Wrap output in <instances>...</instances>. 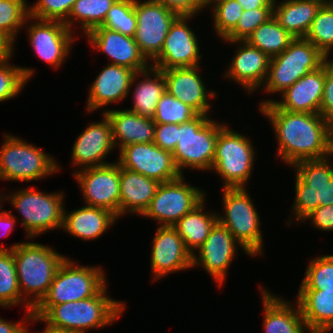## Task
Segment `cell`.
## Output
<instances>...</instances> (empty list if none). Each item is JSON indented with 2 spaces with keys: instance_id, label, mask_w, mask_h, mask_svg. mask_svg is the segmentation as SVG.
I'll list each match as a JSON object with an SVG mask.
<instances>
[{
  "instance_id": "1",
  "label": "cell",
  "mask_w": 333,
  "mask_h": 333,
  "mask_svg": "<svg viewBox=\"0 0 333 333\" xmlns=\"http://www.w3.org/2000/svg\"><path fill=\"white\" fill-rule=\"evenodd\" d=\"M259 111L272 125L278 141L277 154L288 166L333 154L327 139V122L320 113L290 112L273 101L259 107Z\"/></svg>"
},
{
  "instance_id": "2",
  "label": "cell",
  "mask_w": 333,
  "mask_h": 333,
  "mask_svg": "<svg viewBox=\"0 0 333 333\" xmlns=\"http://www.w3.org/2000/svg\"><path fill=\"white\" fill-rule=\"evenodd\" d=\"M106 285L97 295L54 306H36L32 323L44 322L45 327L86 333L90 329L107 327L114 323L126 309L124 301L109 297Z\"/></svg>"
},
{
  "instance_id": "3",
  "label": "cell",
  "mask_w": 333,
  "mask_h": 333,
  "mask_svg": "<svg viewBox=\"0 0 333 333\" xmlns=\"http://www.w3.org/2000/svg\"><path fill=\"white\" fill-rule=\"evenodd\" d=\"M0 250L13 251L21 295L34 309L46 296L66 256L51 246L31 241L19 242L9 248L2 244Z\"/></svg>"
},
{
  "instance_id": "4",
  "label": "cell",
  "mask_w": 333,
  "mask_h": 333,
  "mask_svg": "<svg viewBox=\"0 0 333 333\" xmlns=\"http://www.w3.org/2000/svg\"><path fill=\"white\" fill-rule=\"evenodd\" d=\"M331 157L333 154L321 159L303 160L292 166L296 177L295 201L290 220L296 219L297 223H301L318 206L333 205Z\"/></svg>"
},
{
  "instance_id": "5",
  "label": "cell",
  "mask_w": 333,
  "mask_h": 333,
  "mask_svg": "<svg viewBox=\"0 0 333 333\" xmlns=\"http://www.w3.org/2000/svg\"><path fill=\"white\" fill-rule=\"evenodd\" d=\"M218 138V122L210 116L198 114L195 118L178 125L177 145L172 152L181 175L183 169L212 170Z\"/></svg>"
},
{
  "instance_id": "6",
  "label": "cell",
  "mask_w": 333,
  "mask_h": 333,
  "mask_svg": "<svg viewBox=\"0 0 333 333\" xmlns=\"http://www.w3.org/2000/svg\"><path fill=\"white\" fill-rule=\"evenodd\" d=\"M3 138L0 148V181H39L61 170L55 158L43 149L8 133Z\"/></svg>"
},
{
  "instance_id": "7",
  "label": "cell",
  "mask_w": 333,
  "mask_h": 333,
  "mask_svg": "<svg viewBox=\"0 0 333 333\" xmlns=\"http://www.w3.org/2000/svg\"><path fill=\"white\" fill-rule=\"evenodd\" d=\"M251 142L227 124L218 122L212 172L215 171L224 180L223 188L246 187L255 162L256 152Z\"/></svg>"
},
{
  "instance_id": "8",
  "label": "cell",
  "mask_w": 333,
  "mask_h": 333,
  "mask_svg": "<svg viewBox=\"0 0 333 333\" xmlns=\"http://www.w3.org/2000/svg\"><path fill=\"white\" fill-rule=\"evenodd\" d=\"M64 192L46 193L35 187L21 188L7 195L10 205L23 217L20 221L26 238L32 239L51 230L62 229Z\"/></svg>"
},
{
  "instance_id": "9",
  "label": "cell",
  "mask_w": 333,
  "mask_h": 333,
  "mask_svg": "<svg viewBox=\"0 0 333 333\" xmlns=\"http://www.w3.org/2000/svg\"><path fill=\"white\" fill-rule=\"evenodd\" d=\"M222 202L224 215L219 214L218 222L225 226L233 237L251 255H262L263 237L260 217L245 187L223 188Z\"/></svg>"
},
{
  "instance_id": "10",
  "label": "cell",
  "mask_w": 333,
  "mask_h": 333,
  "mask_svg": "<svg viewBox=\"0 0 333 333\" xmlns=\"http://www.w3.org/2000/svg\"><path fill=\"white\" fill-rule=\"evenodd\" d=\"M327 58L311 41L295 38L281 53L271 58L264 92L281 94L308 72L320 68Z\"/></svg>"
},
{
  "instance_id": "11",
  "label": "cell",
  "mask_w": 333,
  "mask_h": 333,
  "mask_svg": "<svg viewBox=\"0 0 333 333\" xmlns=\"http://www.w3.org/2000/svg\"><path fill=\"white\" fill-rule=\"evenodd\" d=\"M70 259L66 257L59 266L46 296L37 306L84 300L97 295L107 285L102 266H81Z\"/></svg>"
},
{
  "instance_id": "12",
  "label": "cell",
  "mask_w": 333,
  "mask_h": 333,
  "mask_svg": "<svg viewBox=\"0 0 333 333\" xmlns=\"http://www.w3.org/2000/svg\"><path fill=\"white\" fill-rule=\"evenodd\" d=\"M200 189L185 182L184 175L163 182L141 216L155 219L159 226H173L205 199V192Z\"/></svg>"
},
{
  "instance_id": "13",
  "label": "cell",
  "mask_w": 333,
  "mask_h": 333,
  "mask_svg": "<svg viewBox=\"0 0 333 333\" xmlns=\"http://www.w3.org/2000/svg\"><path fill=\"white\" fill-rule=\"evenodd\" d=\"M137 27L134 40L152 62L161 52L171 24L179 16L155 0H134Z\"/></svg>"
},
{
  "instance_id": "14",
  "label": "cell",
  "mask_w": 333,
  "mask_h": 333,
  "mask_svg": "<svg viewBox=\"0 0 333 333\" xmlns=\"http://www.w3.org/2000/svg\"><path fill=\"white\" fill-rule=\"evenodd\" d=\"M88 206L105 208L120 218V164L76 170L73 173Z\"/></svg>"
},
{
  "instance_id": "15",
  "label": "cell",
  "mask_w": 333,
  "mask_h": 333,
  "mask_svg": "<svg viewBox=\"0 0 333 333\" xmlns=\"http://www.w3.org/2000/svg\"><path fill=\"white\" fill-rule=\"evenodd\" d=\"M32 20L34 22H31ZM28 21L31 22L29 26ZM24 26L29 27L27 35L30 46L39 59L55 68L60 67L66 61L76 38L74 37L75 32L68 29L65 23L28 16Z\"/></svg>"
},
{
  "instance_id": "16",
  "label": "cell",
  "mask_w": 333,
  "mask_h": 333,
  "mask_svg": "<svg viewBox=\"0 0 333 333\" xmlns=\"http://www.w3.org/2000/svg\"><path fill=\"white\" fill-rule=\"evenodd\" d=\"M117 162L121 167L140 173L160 183L175 180L181 176L172 152L151 143L130 144L119 152Z\"/></svg>"
},
{
  "instance_id": "17",
  "label": "cell",
  "mask_w": 333,
  "mask_h": 333,
  "mask_svg": "<svg viewBox=\"0 0 333 333\" xmlns=\"http://www.w3.org/2000/svg\"><path fill=\"white\" fill-rule=\"evenodd\" d=\"M241 247L246 255L251 256L233 237L232 233L217 222L211 229L204 244L197 249L198 255H192L193 267L200 265L222 287L228 274L231 262ZM221 285V286H220Z\"/></svg>"
},
{
  "instance_id": "18",
  "label": "cell",
  "mask_w": 333,
  "mask_h": 333,
  "mask_svg": "<svg viewBox=\"0 0 333 333\" xmlns=\"http://www.w3.org/2000/svg\"><path fill=\"white\" fill-rule=\"evenodd\" d=\"M194 16L179 15L171 24L160 54L151 62V66L166 70L170 68L196 67L200 59L198 38L188 20Z\"/></svg>"
},
{
  "instance_id": "19",
  "label": "cell",
  "mask_w": 333,
  "mask_h": 333,
  "mask_svg": "<svg viewBox=\"0 0 333 333\" xmlns=\"http://www.w3.org/2000/svg\"><path fill=\"white\" fill-rule=\"evenodd\" d=\"M150 256L153 281L193 267L192 254L172 226H159L156 229Z\"/></svg>"
},
{
  "instance_id": "20",
  "label": "cell",
  "mask_w": 333,
  "mask_h": 333,
  "mask_svg": "<svg viewBox=\"0 0 333 333\" xmlns=\"http://www.w3.org/2000/svg\"><path fill=\"white\" fill-rule=\"evenodd\" d=\"M102 114L103 120L90 123L73 143L71 165L80 170L110 164L106 162V156L117 149L113 143L111 123Z\"/></svg>"
},
{
  "instance_id": "21",
  "label": "cell",
  "mask_w": 333,
  "mask_h": 333,
  "mask_svg": "<svg viewBox=\"0 0 333 333\" xmlns=\"http://www.w3.org/2000/svg\"><path fill=\"white\" fill-rule=\"evenodd\" d=\"M85 36L91 48L105 53L111 59V64L127 67L134 72L146 70L151 66L132 36L102 26Z\"/></svg>"
},
{
  "instance_id": "22",
  "label": "cell",
  "mask_w": 333,
  "mask_h": 333,
  "mask_svg": "<svg viewBox=\"0 0 333 333\" xmlns=\"http://www.w3.org/2000/svg\"><path fill=\"white\" fill-rule=\"evenodd\" d=\"M199 68L200 66L162 70L166 91L192 107L198 114L210 115L211 104L208 101L215 98L216 93L207 89Z\"/></svg>"
},
{
  "instance_id": "23",
  "label": "cell",
  "mask_w": 333,
  "mask_h": 333,
  "mask_svg": "<svg viewBox=\"0 0 333 333\" xmlns=\"http://www.w3.org/2000/svg\"><path fill=\"white\" fill-rule=\"evenodd\" d=\"M239 44L226 71L225 77L241 85L247 93L256 92L263 87L269 70L271 58L247 41H225Z\"/></svg>"
},
{
  "instance_id": "24",
  "label": "cell",
  "mask_w": 333,
  "mask_h": 333,
  "mask_svg": "<svg viewBox=\"0 0 333 333\" xmlns=\"http://www.w3.org/2000/svg\"><path fill=\"white\" fill-rule=\"evenodd\" d=\"M325 85V63L308 72L281 93L282 99L260 101L258 107L274 102L280 109L300 113H320Z\"/></svg>"
},
{
  "instance_id": "25",
  "label": "cell",
  "mask_w": 333,
  "mask_h": 333,
  "mask_svg": "<svg viewBox=\"0 0 333 333\" xmlns=\"http://www.w3.org/2000/svg\"><path fill=\"white\" fill-rule=\"evenodd\" d=\"M134 71L110 63L100 71L90 85L86 102V113L97 111L109 104L121 102L130 93V84Z\"/></svg>"
},
{
  "instance_id": "26",
  "label": "cell",
  "mask_w": 333,
  "mask_h": 333,
  "mask_svg": "<svg viewBox=\"0 0 333 333\" xmlns=\"http://www.w3.org/2000/svg\"><path fill=\"white\" fill-rule=\"evenodd\" d=\"M259 288L262 296L265 333H311L304 322L297 302L294 305V303L277 297L263 288L261 284Z\"/></svg>"
},
{
  "instance_id": "27",
  "label": "cell",
  "mask_w": 333,
  "mask_h": 333,
  "mask_svg": "<svg viewBox=\"0 0 333 333\" xmlns=\"http://www.w3.org/2000/svg\"><path fill=\"white\" fill-rule=\"evenodd\" d=\"M111 123L114 146L119 151L130 144L154 142L156 123L127 109H105Z\"/></svg>"
},
{
  "instance_id": "28",
  "label": "cell",
  "mask_w": 333,
  "mask_h": 333,
  "mask_svg": "<svg viewBox=\"0 0 333 333\" xmlns=\"http://www.w3.org/2000/svg\"><path fill=\"white\" fill-rule=\"evenodd\" d=\"M117 220L118 217L105 208L85 205L69 213L65 208L62 229L83 241H92L106 234Z\"/></svg>"
},
{
  "instance_id": "29",
  "label": "cell",
  "mask_w": 333,
  "mask_h": 333,
  "mask_svg": "<svg viewBox=\"0 0 333 333\" xmlns=\"http://www.w3.org/2000/svg\"><path fill=\"white\" fill-rule=\"evenodd\" d=\"M161 183L120 166V217L127 214L141 216Z\"/></svg>"
},
{
  "instance_id": "30",
  "label": "cell",
  "mask_w": 333,
  "mask_h": 333,
  "mask_svg": "<svg viewBox=\"0 0 333 333\" xmlns=\"http://www.w3.org/2000/svg\"><path fill=\"white\" fill-rule=\"evenodd\" d=\"M138 78H143V80ZM133 85H135L132 91L134 102L133 106L127 110L142 117L153 119L157 103L166 91L163 71L150 66L146 70L135 72L131 80L130 90Z\"/></svg>"
},
{
  "instance_id": "31",
  "label": "cell",
  "mask_w": 333,
  "mask_h": 333,
  "mask_svg": "<svg viewBox=\"0 0 333 333\" xmlns=\"http://www.w3.org/2000/svg\"><path fill=\"white\" fill-rule=\"evenodd\" d=\"M296 301L311 333L333 330L332 290H298Z\"/></svg>"
},
{
  "instance_id": "32",
  "label": "cell",
  "mask_w": 333,
  "mask_h": 333,
  "mask_svg": "<svg viewBox=\"0 0 333 333\" xmlns=\"http://www.w3.org/2000/svg\"><path fill=\"white\" fill-rule=\"evenodd\" d=\"M321 6L314 0L275 1L273 16L294 38H305Z\"/></svg>"
},
{
  "instance_id": "33",
  "label": "cell",
  "mask_w": 333,
  "mask_h": 333,
  "mask_svg": "<svg viewBox=\"0 0 333 333\" xmlns=\"http://www.w3.org/2000/svg\"><path fill=\"white\" fill-rule=\"evenodd\" d=\"M205 200L172 226L183 239L185 248L192 255L204 244L211 229L218 222L217 212L206 213L204 211Z\"/></svg>"
},
{
  "instance_id": "34",
  "label": "cell",
  "mask_w": 333,
  "mask_h": 333,
  "mask_svg": "<svg viewBox=\"0 0 333 333\" xmlns=\"http://www.w3.org/2000/svg\"><path fill=\"white\" fill-rule=\"evenodd\" d=\"M116 1L77 0L73 4L70 14L64 23L72 32H74V26L79 23L80 29H82V33L85 36L88 32L103 25L108 11Z\"/></svg>"
},
{
  "instance_id": "35",
  "label": "cell",
  "mask_w": 333,
  "mask_h": 333,
  "mask_svg": "<svg viewBox=\"0 0 333 333\" xmlns=\"http://www.w3.org/2000/svg\"><path fill=\"white\" fill-rule=\"evenodd\" d=\"M294 39L272 16L256 28L246 41L272 58L281 54Z\"/></svg>"
},
{
  "instance_id": "36",
  "label": "cell",
  "mask_w": 333,
  "mask_h": 333,
  "mask_svg": "<svg viewBox=\"0 0 333 333\" xmlns=\"http://www.w3.org/2000/svg\"><path fill=\"white\" fill-rule=\"evenodd\" d=\"M19 303H25L26 312L32 313L33 308L21 295L13 251L0 250V305L10 308Z\"/></svg>"
},
{
  "instance_id": "37",
  "label": "cell",
  "mask_w": 333,
  "mask_h": 333,
  "mask_svg": "<svg viewBox=\"0 0 333 333\" xmlns=\"http://www.w3.org/2000/svg\"><path fill=\"white\" fill-rule=\"evenodd\" d=\"M26 0H0V35L14 50V42L29 16Z\"/></svg>"
},
{
  "instance_id": "38",
  "label": "cell",
  "mask_w": 333,
  "mask_h": 333,
  "mask_svg": "<svg viewBox=\"0 0 333 333\" xmlns=\"http://www.w3.org/2000/svg\"><path fill=\"white\" fill-rule=\"evenodd\" d=\"M13 53L0 59V102H5L20 95L35 69L11 64Z\"/></svg>"
},
{
  "instance_id": "39",
  "label": "cell",
  "mask_w": 333,
  "mask_h": 333,
  "mask_svg": "<svg viewBox=\"0 0 333 333\" xmlns=\"http://www.w3.org/2000/svg\"><path fill=\"white\" fill-rule=\"evenodd\" d=\"M305 39L311 41L327 58L330 57L333 51V5L321 6Z\"/></svg>"
},
{
  "instance_id": "40",
  "label": "cell",
  "mask_w": 333,
  "mask_h": 333,
  "mask_svg": "<svg viewBox=\"0 0 333 333\" xmlns=\"http://www.w3.org/2000/svg\"><path fill=\"white\" fill-rule=\"evenodd\" d=\"M299 290L333 291V254L310 260Z\"/></svg>"
},
{
  "instance_id": "41",
  "label": "cell",
  "mask_w": 333,
  "mask_h": 333,
  "mask_svg": "<svg viewBox=\"0 0 333 333\" xmlns=\"http://www.w3.org/2000/svg\"><path fill=\"white\" fill-rule=\"evenodd\" d=\"M197 115L198 113L192 107L165 91L157 103L153 121L160 124L174 123L179 125L195 118Z\"/></svg>"
},
{
  "instance_id": "42",
  "label": "cell",
  "mask_w": 333,
  "mask_h": 333,
  "mask_svg": "<svg viewBox=\"0 0 333 333\" xmlns=\"http://www.w3.org/2000/svg\"><path fill=\"white\" fill-rule=\"evenodd\" d=\"M102 27L134 37L137 27L134 0H117L108 11Z\"/></svg>"
},
{
  "instance_id": "43",
  "label": "cell",
  "mask_w": 333,
  "mask_h": 333,
  "mask_svg": "<svg viewBox=\"0 0 333 333\" xmlns=\"http://www.w3.org/2000/svg\"><path fill=\"white\" fill-rule=\"evenodd\" d=\"M243 8L237 0H224L211 8L214 29L222 40L236 27Z\"/></svg>"
},
{
  "instance_id": "44",
  "label": "cell",
  "mask_w": 333,
  "mask_h": 333,
  "mask_svg": "<svg viewBox=\"0 0 333 333\" xmlns=\"http://www.w3.org/2000/svg\"><path fill=\"white\" fill-rule=\"evenodd\" d=\"M273 16V7H262L253 10H243L236 27L223 41H246L262 23Z\"/></svg>"
},
{
  "instance_id": "45",
  "label": "cell",
  "mask_w": 333,
  "mask_h": 333,
  "mask_svg": "<svg viewBox=\"0 0 333 333\" xmlns=\"http://www.w3.org/2000/svg\"><path fill=\"white\" fill-rule=\"evenodd\" d=\"M77 0H37L29 6V16L35 19L65 22Z\"/></svg>"
},
{
  "instance_id": "46",
  "label": "cell",
  "mask_w": 333,
  "mask_h": 333,
  "mask_svg": "<svg viewBox=\"0 0 333 333\" xmlns=\"http://www.w3.org/2000/svg\"><path fill=\"white\" fill-rule=\"evenodd\" d=\"M178 124H160L156 123L154 144L161 149L173 152L177 145Z\"/></svg>"
},
{
  "instance_id": "47",
  "label": "cell",
  "mask_w": 333,
  "mask_h": 333,
  "mask_svg": "<svg viewBox=\"0 0 333 333\" xmlns=\"http://www.w3.org/2000/svg\"><path fill=\"white\" fill-rule=\"evenodd\" d=\"M320 114L326 119L333 114V59L325 62V85Z\"/></svg>"
},
{
  "instance_id": "48",
  "label": "cell",
  "mask_w": 333,
  "mask_h": 333,
  "mask_svg": "<svg viewBox=\"0 0 333 333\" xmlns=\"http://www.w3.org/2000/svg\"><path fill=\"white\" fill-rule=\"evenodd\" d=\"M311 220V224L317 230L333 231V205L318 206L303 221Z\"/></svg>"
},
{
  "instance_id": "49",
  "label": "cell",
  "mask_w": 333,
  "mask_h": 333,
  "mask_svg": "<svg viewBox=\"0 0 333 333\" xmlns=\"http://www.w3.org/2000/svg\"><path fill=\"white\" fill-rule=\"evenodd\" d=\"M181 16H195L203 11V0H155Z\"/></svg>"
},
{
  "instance_id": "50",
  "label": "cell",
  "mask_w": 333,
  "mask_h": 333,
  "mask_svg": "<svg viewBox=\"0 0 333 333\" xmlns=\"http://www.w3.org/2000/svg\"><path fill=\"white\" fill-rule=\"evenodd\" d=\"M32 320L31 313H27L24 319L19 322H9L0 318V333H30L28 329L29 326L23 323H29L28 321L31 322Z\"/></svg>"
},
{
  "instance_id": "51",
  "label": "cell",
  "mask_w": 333,
  "mask_h": 333,
  "mask_svg": "<svg viewBox=\"0 0 333 333\" xmlns=\"http://www.w3.org/2000/svg\"><path fill=\"white\" fill-rule=\"evenodd\" d=\"M16 218V216L12 215L10 211L7 210L0 215V237H7L11 234L16 224Z\"/></svg>"
},
{
  "instance_id": "52",
  "label": "cell",
  "mask_w": 333,
  "mask_h": 333,
  "mask_svg": "<svg viewBox=\"0 0 333 333\" xmlns=\"http://www.w3.org/2000/svg\"><path fill=\"white\" fill-rule=\"evenodd\" d=\"M244 10H253L262 7H273L274 2L271 0H237Z\"/></svg>"
},
{
  "instance_id": "53",
  "label": "cell",
  "mask_w": 333,
  "mask_h": 333,
  "mask_svg": "<svg viewBox=\"0 0 333 333\" xmlns=\"http://www.w3.org/2000/svg\"><path fill=\"white\" fill-rule=\"evenodd\" d=\"M12 53H14L13 46L0 35V59L6 58Z\"/></svg>"
},
{
  "instance_id": "54",
  "label": "cell",
  "mask_w": 333,
  "mask_h": 333,
  "mask_svg": "<svg viewBox=\"0 0 333 333\" xmlns=\"http://www.w3.org/2000/svg\"><path fill=\"white\" fill-rule=\"evenodd\" d=\"M327 122V139L331 150L333 151V114L326 118Z\"/></svg>"
},
{
  "instance_id": "55",
  "label": "cell",
  "mask_w": 333,
  "mask_h": 333,
  "mask_svg": "<svg viewBox=\"0 0 333 333\" xmlns=\"http://www.w3.org/2000/svg\"><path fill=\"white\" fill-rule=\"evenodd\" d=\"M41 333H83V332L45 327V329Z\"/></svg>"
},
{
  "instance_id": "56",
  "label": "cell",
  "mask_w": 333,
  "mask_h": 333,
  "mask_svg": "<svg viewBox=\"0 0 333 333\" xmlns=\"http://www.w3.org/2000/svg\"><path fill=\"white\" fill-rule=\"evenodd\" d=\"M224 0H203V10L204 8H206L207 6L210 8L213 7L214 5H216L219 2H222ZM212 5V6H211Z\"/></svg>"
},
{
  "instance_id": "57",
  "label": "cell",
  "mask_w": 333,
  "mask_h": 333,
  "mask_svg": "<svg viewBox=\"0 0 333 333\" xmlns=\"http://www.w3.org/2000/svg\"><path fill=\"white\" fill-rule=\"evenodd\" d=\"M314 1L320 3L322 6L333 5V0H314Z\"/></svg>"
},
{
  "instance_id": "58",
  "label": "cell",
  "mask_w": 333,
  "mask_h": 333,
  "mask_svg": "<svg viewBox=\"0 0 333 333\" xmlns=\"http://www.w3.org/2000/svg\"><path fill=\"white\" fill-rule=\"evenodd\" d=\"M5 194H0V211H1V209H2V203L1 202H3V201H5V200H7V195H5ZM5 211H2V212H0V215L2 214V213H4Z\"/></svg>"
}]
</instances>
